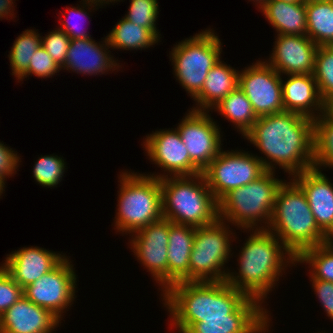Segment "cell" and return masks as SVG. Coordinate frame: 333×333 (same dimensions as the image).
Segmentation results:
<instances>
[{
    "instance_id": "cell-19",
    "label": "cell",
    "mask_w": 333,
    "mask_h": 333,
    "mask_svg": "<svg viewBox=\"0 0 333 333\" xmlns=\"http://www.w3.org/2000/svg\"><path fill=\"white\" fill-rule=\"evenodd\" d=\"M65 257L62 252L31 246L7 254L1 265L24 289L54 269Z\"/></svg>"
},
{
    "instance_id": "cell-20",
    "label": "cell",
    "mask_w": 333,
    "mask_h": 333,
    "mask_svg": "<svg viewBox=\"0 0 333 333\" xmlns=\"http://www.w3.org/2000/svg\"><path fill=\"white\" fill-rule=\"evenodd\" d=\"M322 170L311 168L292 179L302 188L319 229L333 237V183Z\"/></svg>"
},
{
    "instance_id": "cell-9",
    "label": "cell",
    "mask_w": 333,
    "mask_h": 333,
    "mask_svg": "<svg viewBox=\"0 0 333 333\" xmlns=\"http://www.w3.org/2000/svg\"><path fill=\"white\" fill-rule=\"evenodd\" d=\"M231 229L220 219L196 228L189 258V282L226 281L230 269L225 265L232 258L231 243L237 238Z\"/></svg>"
},
{
    "instance_id": "cell-24",
    "label": "cell",
    "mask_w": 333,
    "mask_h": 333,
    "mask_svg": "<svg viewBox=\"0 0 333 333\" xmlns=\"http://www.w3.org/2000/svg\"><path fill=\"white\" fill-rule=\"evenodd\" d=\"M196 227L170 221L168 243V288L173 284L189 282V258Z\"/></svg>"
},
{
    "instance_id": "cell-12",
    "label": "cell",
    "mask_w": 333,
    "mask_h": 333,
    "mask_svg": "<svg viewBox=\"0 0 333 333\" xmlns=\"http://www.w3.org/2000/svg\"><path fill=\"white\" fill-rule=\"evenodd\" d=\"M171 129H159L143 138L142 146L150 162L164 171L146 175L162 179L201 174L202 171L190 160L187 147L183 144L177 128Z\"/></svg>"
},
{
    "instance_id": "cell-43",
    "label": "cell",
    "mask_w": 333,
    "mask_h": 333,
    "mask_svg": "<svg viewBox=\"0 0 333 333\" xmlns=\"http://www.w3.org/2000/svg\"><path fill=\"white\" fill-rule=\"evenodd\" d=\"M253 1L255 3V5H257L256 7H258V9H260L267 0H250Z\"/></svg>"
},
{
    "instance_id": "cell-31",
    "label": "cell",
    "mask_w": 333,
    "mask_h": 333,
    "mask_svg": "<svg viewBox=\"0 0 333 333\" xmlns=\"http://www.w3.org/2000/svg\"><path fill=\"white\" fill-rule=\"evenodd\" d=\"M313 167L333 169V122L321 115L314 119Z\"/></svg>"
},
{
    "instance_id": "cell-16",
    "label": "cell",
    "mask_w": 333,
    "mask_h": 333,
    "mask_svg": "<svg viewBox=\"0 0 333 333\" xmlns=\"http://www.w3.org/2000/svg\"><path fill=\"white\" fill-rule=\"evenodd\" d=\"M262 303L248 297L228 318H202L185 333H267L271 315Z\"/></svg>"
},
{
    "instance_id": "cell-17",
    "label": "cell",
    "mask_w": 333,
    "mask_h": 333,
    "mask_svg": "<svg viewBox=\"0 0 333 333\" xmlns=\"http://www.w3.org/2000/svg\"><path fill=\"white\" fill-rule=\"evenodd\" d=\"M265 61L281 75L313 74L317 46L307 35H277ZM268 60V61H267Z\"/></svg>"
},
{
    "instance_id": "cell-44",
    "label": "cell",
    "mask_w": 333,
    "mask_h": 333,
    "mask_svg": "<svg viewBox=\"0 0 333 333\" xmlns=\"http://www.w3.org/2000/svg\"><path fill=\"white\" fill-rule=\"evenodd\" d=\"M267 1H275V0H267ZM281 1H284L286 3H294V2H297V1H303V0H281Z\"/></svg>"
},
{
    "instance_id": "cell-40",
    "label": "cell",
    "mask_w": 333,
    "mask_h": 333,
    "mask_svg": "<svg viewBox=\"0 0 333 333\" xmlns=\"http://www.w3.org/2000/svg\"><path fill=\"white\" fill-rule=\"evenodd\" d=\"M312 288L316 298L326 312L327 317L333 321V282L311 279Z\"/></svg>"
},
{
    "instance_id": "cell-25",
    "label": "cell",
    "mask_w": 333,
    "mask_h": 333,
    "mask_svg": "<svg viewBox=\"0 0 333 333\" xmlns=\"http://www.w3.org/2000/svg\"><path fill=\"white\" fill-rule=\"evenodd\" d=\"M259 11L275 29L276 35H307L305 0L294 3L266 1Z\"/></svg>"
},
{
    "instance_id": "cell-18",
    "label": "cell",
    "mask_w": 333,
    "mask_h": 333,
    "mask_svg": "<svg viewBox=\"0 0 333 333\" xmlns=\"http://www.w3.org/2000/svg\"><path fill=\"white\" fill-rule=\"evenodd\" d=\"M96 42L92 37L88 39L70 40L67 56L61 70L73 71L82 75H102L109 71L120 70L118 59H114L107 38ZM102 42V43H101Z\"/></svg>"
},
{
    "instance_id": "cell-23",
    "label": "cell",
    "mask_w": 333,
    "mask_h": 333,
    "mask_svg": "<svg viewBox=\"0 0 333 333\" xmlns=\"http://www.w3.org/2000/svg\"><path fill=\"white\" fill-rule=\"evenodd\" d=\"M239 71L222 59L208 72L202 90L192 99L195 111H211L223 98L239 85Z\"/></svg>"
},
{
    "instance_id": "cell-36",
    "label": "cell",
    "mask_w": 333,
    "mask_h": 333,
    "mask_svg": "<svg viewBox=\"0 0 333 333\" xmlns=\"http://www.w3.org/2000/svg\"><path fill=\"white\" fill-rule=\"evenodd\" d=\"M60 71L61 68L58 64L41 46L32 56L27 72L17 82L23 81V79L29 77V75H35L38 78L46 79L56 75V73H59Z\"/></svg>"
},
{
    "instance_id": "cell-32",
    "label": "cell",
    "mask_w": 333,
    "mask_h": 333,
    "mask_svg": "<svg viewBox=\"0 0 333 333\" xmlns=\"http://www.w3.org/2000/svg\"><path fill=\"white\" fill-rule=\"evenodd\" d=\"M66 167V162L61 156L41 155L34 163L32 177L42 187H57L63 180Z\"/></svg>"
},
{
    "instance_id": "cell-1",
    "label": "cell",
    "mask_w": 333,
    "mask_h": 333,
    "mask_svg": "<svg viewBox=\"0 0 333 333\" xmlns=\"http://www.w3.org/2000/svg\"><path fill=\"white\" fill-rule=\"evenodd\" d=\"M243 138L265 155L257 157L266 171L279 166L292 178L313 168L312 118L288 111L260 116Z\"/></svg>"
},
{
    "instance_id": "cell-21",
    "label": "cell",
    "mask_w": 333,
    "mask_h": 333,
    "mask_svg": "<svg viewBox=\"0 0 333 333\" xmlns=\"http://www.w3.org/2000/svg\"><path fill=\"white\" fill-rule=\"evenodd\" d=\"M61 321L25 296L0 316V333H53Z\"/></svg>"
},
{
    "instance_id": "cell-27",
    "label": "cell",
    "mask_w": 333,
    "mask_h": 333,
    "mask_svg": "<svg viewBox=\"0 0 333 333\" xmlns=\"http://www.w3.org/2000/svg\"><path fill=\"white\" fill-rule=\"evenodd\" d=\"M213 110L218 112L228 122L230 121L243 137L259 118L254 112L251 102L239 87L231 91L210 112Z\"/></svg>"
},
{
    "instance_id": "cell-3",
    "label": "cell",
    "mask_w": 333,
    "mask_h": 333,
    "mask_svg": "<svg viewBox=\"0 0 333 333\" xmlns=\"http://www.w3.org/2000/svg\"><path fill=\"white\" fill-rule=\"evenodd\" d=\"M161 297L170 314L169 328H175L179 333L202 322V318H228L248 298L226 281H180L170 286Z\"/></svg>"
},
{
    "instance_id": "cell-7",
    "label": "cell",
    "mask_w": 333,
    "mask_h": 333,
    "mask_svg": "<svg viewBox=\"0 0 333 333\" xmlns=\"http://www.w3.org/2000/svg\"><path fill=\"white\" fill-rule=\"evenodd\" d=\"M118 177L114 230L130 236L163 218L160 179L126 170Z\"/></svg>"
},
{
    "instance_id": "cell-11",
    "label": "cell",
    "mask_w": 333,
    "mask_h": 333,
    "mask_svg": "<svg viewBox=\"0 0 333 333\" xmlns=\"http://www.w3.org/2000/svg\"><path fill=\"white\" fill-rule=\"evenodd\" d=\"M77 276L67 256L50 272L23 289L34 304L48 309L60 321L76 299Z\"/></svg>"
},
{
    "instance_id": "cell-13",
    "label": "cell",
    "mask_w": 333,
    "mask_h": 333,
    "mask_svg": "<svg viewBox=\"0 0 333 333\" xmlns=\"http://www.w3.org/2000/svg\"><path fill=\"white\" fill-rule=\"evenodd\" d=\"M170 221L162 218L131 234L128 245L134 257L164 293L168 289V243Z\"/></svg>"
},
{
    "instance_id": "cell-5",
    "label": "cell",
    "mask_w": 333,
    "mask_h": 333,
    "mask_svg": "<svg viewBox=\"0 0 333 333\" xmlns=\"http://www.w3.org/2000/svg\"><path fill=\"white\" fill-rule=\"evenodd\" d=\"M163 218L175 224L203 227L219 219L218 201L203 174L160 179Z\"/></svg>"
},
{
    "instance_id": "cell-38",
    "label": "cell",
    "mask_w": 333,
    "mask_h": 333,
    "mask_svg": "<svg viewBox=\"0 0 333 333\" xmlns=\"http://www.w3.org/2000/svg\"><path fill=\"white\" fill-rule=\"evenodd\" d=\"M23 296V288L0 264V316Z\"/></svg>"
},
{
    "instance_id": "cell-4",
    "label": "cell",
    "mask_w": 333,
    "mask_h": 333,
    "mask_svg": "<svg viewBox=\"0 0 333 333\" xmlns=\"http://www.w3.org/2000/svg\"><path fill=\"white\" fill-rule=\"evenodd\" d=\"M279 187L269 227L297 258L304 250L330 241L319 229L302 188L291 178Z\"/></svg>"
},
{
    "instance_id": "cell-37",
    "label": "cell",
    "mask_w": 333,
    "mask_h": 333,
    "mask_svg": "<svg viewBox=\"0 0 333 333\" xmlns=\"http://www.w3.org/2000/svg\"><path fill=\"white\" fill-rule=\"evenodd\" d=\"M41 36V46L61 68L66 60L70 38L59 28Z\"/></svg>"
},
{
    "instance_id": "cell-30",
    "label": "cell",
    "mask_w": 333,
    "mask_h": 333,
    "mask_svg": "<svg viewBox=\"0 0 333 333\" xmlns=\"http://www.w3.org/2000/svg\"><path fill=\"white\" fill-rule=\"evenodd\" d=\"M308 264L310 279L333 282V243H327L304 250L295 265Z\"/></svg>"
},
{
    "instance_id": "cell-28",
    "label": "cell",
    "mask_w": 333,
    "mask_h": 333,
    "mask_svg": "<svg viewBox=\"0 0 333 333\" xmlns=\"http://www.w3.org/2000/svg\"><path fill=\"white\" fill-rule=\"evenodd\" d=\"M106 38L111 49L120 51L134 49L142 51L159 42L148 29L136 25L124 17L114 25Z\"/></svg>"
},
{
    "instance_id": "cell-26",
    "label": "cell",
    "mask_w": 333,
    "mask_h": 333,
    "mask_svg": "<svg viewBox=\"0 0 333 333\" xmlns=\"http://www.w3.org/2000/svg\"><path fill=\"white\" fill-rule=\"evenodd\" d=\"M307 36L317 46L333 45V0H305Z\"/></svg>"
},
{
    "instance_id": "cell-2",
    "label": "cell",
    "mask_w": 333,
    "mask_h": 333,
    "mask_svg": "<svg viewBox=\"0 0 333 333\" xmlns=\"http://www.w3.org/2000/svg\"><path fill=\"white\" fill-rule=\"evenodd\" d=\"M247 231L250 236L237 255L238 272L229 271L226 282L264 305L287 267L296 266V257L268 229Z\"/></svg>"
},
{
    "instance_id": "cell-45",
    "label": "cell",
    "mask_w": 333,
    "mask_h": 333,
    "mask_svg": "<svg viewBox=\"0 0 333 333\" xmlns=\"http://www.w3.org/2000/svg\"><path fill=\"white\" fill-rule=\"evenodd\" d=\"M5 187L0 183V199L2 198L1 195L4 193Z\"/></svg>"
},
{
    "instance_id": "cell-34",
    "label": "cell",
    "mask_w": 333,
    "mask_h": 333,
    "mask_svg": "<svg viewBox=\"0 0 333 333\" xmlns=\"http://www.w3.org/2000/svg\"><path fill=\"white\" fill-rule=\"evenodd\" d=\"M80 2H82L81 3L82 5L80 4L76 7L72 6V8H71V6L70 7L66 6V8H65L66 12L63 11V13H64L63 17H66V18H64V19L60 18L59 19V20L62 19V21H61V24H60L61 26L58 27V28L61 29L71 40L91 38V35L89 34V32H87L85 30H82V26H80L81 23L76 24V22H75V24L74 23L71 24V19H73L71 17H76V18H78V20H82L85 17L89 18V16H88L89 12L93 11L94 9L95 10L99 9L100 6L101 7L103 5L106 6V3L102 2L100 0H81ZM68 13H70V14H68ZM78 20H76V21H78Z\"/></svg>"
},
{
    "instance_id": "cell-15",
    "label": "cell",
    "mask_w": 333,
    "mask_h": 333,
    "mask_svg": "<svg viewBox=\"0 0 333 333\" xmlns=\"http://www.w3.org/2000/svg\"><path fill=\"white\" fill-rule=\"evenodd\" d=\"M281 79L282 75L264 60L239 71L238 87L258 117L284 111Z\"/></svg>"
},
{
    "instance_id": "cell-33",
    "label": "cell",
    "mask_w": 333,
    "mask_h": 333,
    "mask_svg": "<svg viewBox=\"0 0 333 333\" xmlns=\"http://www.w3.org/2000/svg\"><path fill=\"white\" fill-rule=\"evenodd\" d=\"M123 0H116L115 2ZM158 0H130L127 14L124 18L128 21L148 29L159 41L160 35L157 29V18L159 15Z\"/></svg>"
},
{
    "instance_id": "cell-8",
    "label": "cell",
    "mask_w": 333,
    "mask_h": 333,
    "mask_svg": "<svg viewBox=\"0 0 333 333\" xmlns=\"http://www.w3.org/2000/svg\"><path fill=\"white\" fill-rule=\"evenodd\" d=\"M211 28L174 44L170 54L173 74L185 91L194 98L201 90L208 72L220 61L222 44Z\"/></svg>"
},
{
    "instance_id": "cell-22",
    "label": "cell",
    "mask_w": 333,
    "mask_h": 333,
    "mask_svg": "<svg viewBox=\"0 0 333 333\" xmlns=\"http://www.w3.org/2000/svg\"><path fill=\"white\" fill-rule=\"evenodd\" d=\"M281 79L284 111L315 119L322 113L321 96L313 74L286 75ZM317 111V112H316Z\"/></svg>"
},
{
    "instance_id": "cell-42",
    "label": "cell",
    "mask_w": 333,
    "mask_h": 333,
    "mask_svg": "<svg viewBox=\"0 0 333 333\" xmlns=\"http://www.w3.org/2000/svg\"><path fill=\"white\" fill-rule=\"evenodd\" d=\"M321 116L325 120L333 122V95L323 99Z\"/></svg>"
},
{
    "instance_id": "cell-29",
    "label": "cell",
    "mask_w": 333,
    "mask_h": 333,
    "mask_svg": "<svg viewBox=\"0 0 333 333\" xmlns=\"http://www.w3.org/2000/svg\"><path fill=\"white\" fill-rule=\"evenodd\" d=\"M35 29H26L15 40L8 54L12 74L19 80L28 70L35 51L41 47V35Z\"/></svg>"
},
{
    "instance_id": "cell-35",
    "label": "cell",
    "mask_w": 333,
    "mask_h": 333,
    "mask_svg": "<svg viewBox=\"0 0 333 333\" xmlns=\"http://www.w3.org/2000/svg\"><path fill=\"white\" fill-rule=\"evenodd\" d=\"M314 78L321 99L333 95V45L319 46L315 57Z\"/></svg>"
},
{
    "instance_id": "cell-10",
    "label": "cell",
    "mask_w": 333,
    "mask_h": 333,
    "mask_svg": "<svg viewBox=\"0 0 333 333\" xmlns=\"http://www.w3.org/2000/svg\"><path fill=\"white\" fill-rule=\"evenodd\" d=\"M266 172L255 154L244 150H223L202 171L207 186L219 201L229 191L247 185Z\"/></svg>"
},
{
    "instance_id": "cell-39",
    "label": "cell",
    "mask_w": 333,
    "mask_h": 333,
    "mask_svg": "<svg viewBox=\"0 0 333 333\" xmlns=\"http://www.w3.org/2000/svg\"><path fill=\"white\" fill-rule=\"evenodd\" d=\"M5 145L3 141H0V183L4 187L6 186L7 178L17 173L19 164L22 162L19 154L16 153L17 151Z\"/></svg>"
},
{
    "instance_id": "cell-14",
    "label": "cell",
    "mask_w": 333,
    "mask_h": 333,
    "mask_svg": "<svg viewBox=\"0 0 333 333\" xmlns=\"http://www.w3.org/2000/svg\"><path fill=\"white\" fill-rule=\"evenodd\" d=\"M188 110L177 130L190 160L203 171L221 151L223 133L209 112Z\"/></svg>"
},
{
    "instance_id": "cell-41",
    "label": "cell",
    "mask_w": 333,
    "mask_h": 333,
    "mask_svg": "<svg viewBox=\"0 0 333 333\" xmlns=\"http://www.w3.org/2000/svg\"><path fill=\"white\" fill-rule=\"evenodd\" d=\"M14 1L15 0H0V20H2V19L10 20V19H13L16 17L14 15L15 8L13 7ZM8 18H10V19H8Z\"/></svg>"
},
{
    "instance_id": "cell-6",
    "label": "cell",
    "mask_w": 333,
    "mask_h": 333,
    "mask_svg": "<svg viewBox=\"0 0 333 333\" xmlns=\"http://www.w3.org/2000/svg\"><path fill=\"white\" fill-rule=\"evenodd\" d=\"M275 175L266 171L251 183L226 193L218 201L219 219L240 230L267 229L277 191L285 181Z\"/></svg>"
}]
</instances>
